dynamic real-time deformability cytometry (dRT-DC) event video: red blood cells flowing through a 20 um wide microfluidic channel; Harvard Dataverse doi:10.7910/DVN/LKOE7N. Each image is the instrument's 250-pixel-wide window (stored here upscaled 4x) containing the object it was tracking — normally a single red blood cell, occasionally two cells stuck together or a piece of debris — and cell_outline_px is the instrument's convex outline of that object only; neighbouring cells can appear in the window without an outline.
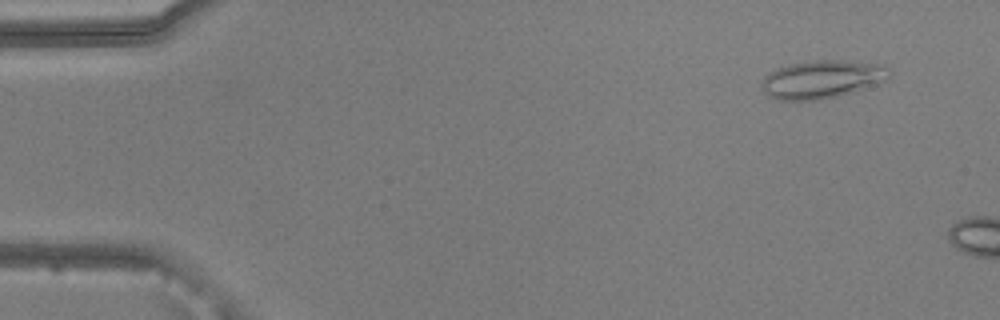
{"species": "common noctule bat (a hibernating species)", "species_latin": "Nyctalus noctula", "temperature_condition": "warm", "stored_images_in_passage": 8, "camera_frame_rate_fps": 3000, "um_per_image_px": 0.085, "animal": {"sex": "male", "body_mass_g": 20.5, "forearm_length_mm": 52.5}, "frame": {"image": 1, "passage_image": 4, "time_ms": 1.0, "image_size_px": [1000, 320], "cell_outline_px": [[892, 72], [884, 80], [852, 92], [820, 100], [780, 100], [768, 96], [760, 88], [760, 80], [768, 72], [776, 68], [792, 64], [816, 60], [844, 60], [884, 64]], "centroid_in_image_um": [69.81, 6.73], "position_along_channel_um": 15.2, "area_um2": 28.38}}